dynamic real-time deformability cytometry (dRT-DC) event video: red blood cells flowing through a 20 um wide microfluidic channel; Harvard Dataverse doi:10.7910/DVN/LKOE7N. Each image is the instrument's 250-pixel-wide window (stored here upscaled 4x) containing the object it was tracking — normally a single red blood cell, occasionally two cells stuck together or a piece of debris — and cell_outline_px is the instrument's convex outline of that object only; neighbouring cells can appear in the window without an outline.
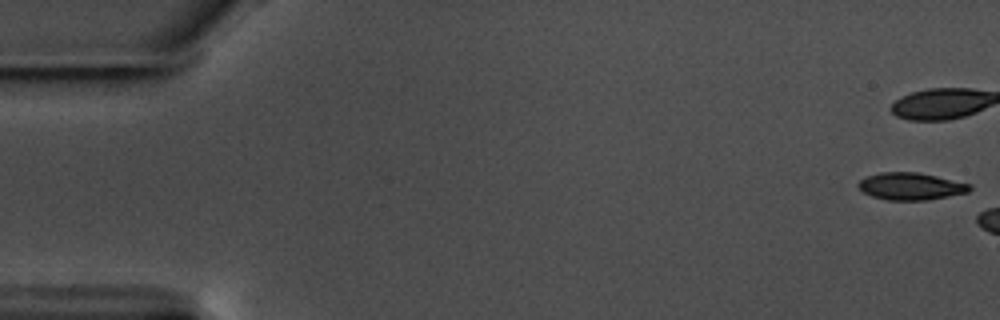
{"species": "common noctule bat (a hibernating species)", "species_latin": "Nyctalus noctula", "temperature_condition": "warm", "stored_images_in_passage": 7, "camera_frame_rate_fps": 3000, "um_per_image_px": 0.085, "animal": {"sex": "male", "body_mass_g": 17.5, "forearm_length_mm": 52.3}, "frame": {"image": 1, "passage_image": 1, "time_ms": 0.0, "image_size_px": [1000, 320], "cell_outline_px": [[972, 188], [968, 192], [924, 200], [888, 200], [872, 196], [864, 192], [856, 184], [864, 176], [880, 172], [920, 172], [972, 184]], "centroid_in_image_um": [77.4, 15.81], "position_along_channel_um": 7.6, "area_um2": 17.69}}